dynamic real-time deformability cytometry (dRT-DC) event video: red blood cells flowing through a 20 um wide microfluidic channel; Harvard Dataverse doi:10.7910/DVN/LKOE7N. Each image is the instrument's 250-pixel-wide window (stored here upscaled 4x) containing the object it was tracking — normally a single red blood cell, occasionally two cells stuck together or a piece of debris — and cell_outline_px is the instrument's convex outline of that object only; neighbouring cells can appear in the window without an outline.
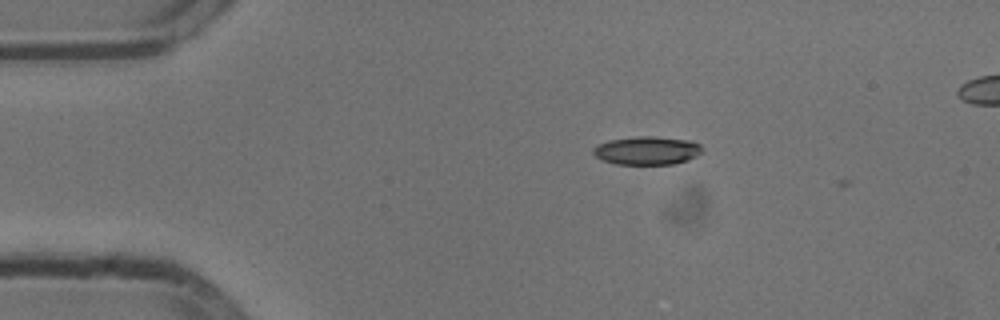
{"species": "common noctule bat (a hibernating species)", "species_latin": "Nyctalus noctula", "temperature_condition": "cold", "stored_images_in_passage": 6, "camera_frame_rate_fps": 3000, "um_per_image_px": 0.085, "animal": {"sex": "male", "body_mass_g": 13.3}, "frame": {"image": 1, "passage_image": 5, "time_ms": 1.333, "image_size_px": [1000, 320], "cell_outline_px": [[704, 152], [688, 160], [672, 164], [616, 164], [604, 160], [596, 156], [592, 152], [592, 148], [596, 144], [608, 140], [636, 136], [656, 136], [688, 140], [700, 144], [704, 148]], "centroid_in_image_um": [55.01, 12.78], "position_along_channel_um": 30.0, "area_um2": 18.21}}